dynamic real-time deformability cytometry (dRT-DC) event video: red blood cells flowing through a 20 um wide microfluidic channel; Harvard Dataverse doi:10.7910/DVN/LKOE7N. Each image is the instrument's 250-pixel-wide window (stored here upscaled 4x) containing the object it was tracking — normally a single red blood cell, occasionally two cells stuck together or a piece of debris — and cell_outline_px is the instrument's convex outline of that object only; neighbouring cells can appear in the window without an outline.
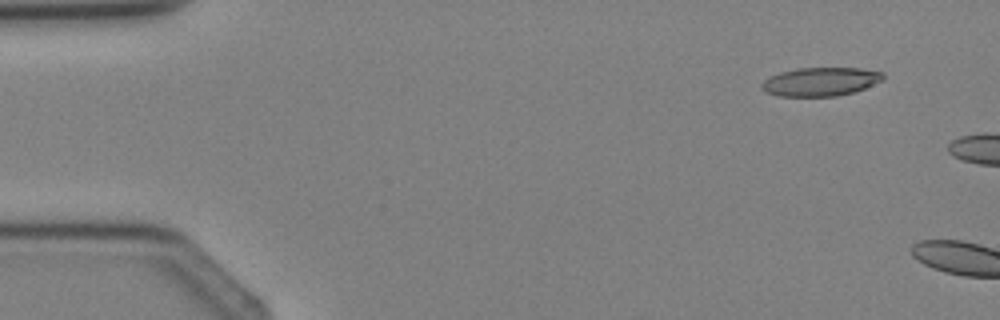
{"species": "Egyptian fruit bat (a non-hibernating species)", "species_latin": "Rousettus aegyptiacus", "temperature_condition": "cold", "stored_images_in_passage": 2, "camera_frame_rate_fps": 3000, "um_per_image_px": 0.085, "animal": {"sex": "female"}, "frame": {"image": 1, "passage_image": 1, "time_ms": 0.0, "image_size_px": [1000, 320], "cell_outline_px": [[884, 80], [864, 88], [852, 92], [836, 96], [776, 96], [764, 92], [760, 88], [760, 84], [768, 76], [780, 72], [796, 68], [860, 68], [884, 72]], "centroid_in_image_um": [69.7, 6.94], "position_along_channel_um": 15.3, "area_um2": 20.46}}